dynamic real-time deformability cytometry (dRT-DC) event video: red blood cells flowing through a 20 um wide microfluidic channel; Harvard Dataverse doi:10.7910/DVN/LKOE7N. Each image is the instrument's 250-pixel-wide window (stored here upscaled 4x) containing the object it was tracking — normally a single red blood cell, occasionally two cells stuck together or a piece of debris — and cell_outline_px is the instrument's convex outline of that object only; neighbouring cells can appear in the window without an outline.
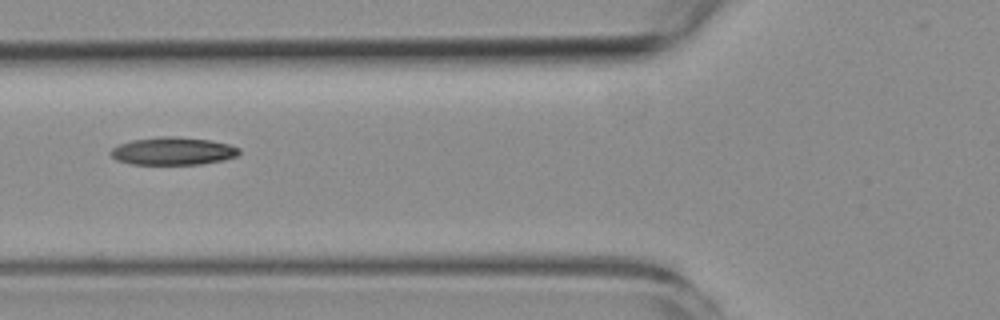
{"species": "common noctule bat (a hibernating species)", "species_latin": "Nyctalus noctula", "temperature_condition": "room temperature", "stored_images_in_passage": 6, "camera_frame_rate_fps": 3000, "um_per_image_px": 0.085, "animal": {"sex": "female", "body_mass_g": 19.3, "forearm_length_mm": 54.1}, "frame": {"image": 1, "passage_image": 6, "time_ms": 7.0, "image_size_px": [1000, 320], "cell_outline_px": [[240, 152], [236, 156], [224, 160], [200, 164], [132, 164], [116, 160], [108, 152], [112, 148], [120, 144], [132, 140], [156, 136], [176, 136], [208, 140], [228, 144], [240, 148]], "centroid_in_image_um": [14.68, 12.84], "position_along_channel_um": 111.1, "area_um2": 20.81}}